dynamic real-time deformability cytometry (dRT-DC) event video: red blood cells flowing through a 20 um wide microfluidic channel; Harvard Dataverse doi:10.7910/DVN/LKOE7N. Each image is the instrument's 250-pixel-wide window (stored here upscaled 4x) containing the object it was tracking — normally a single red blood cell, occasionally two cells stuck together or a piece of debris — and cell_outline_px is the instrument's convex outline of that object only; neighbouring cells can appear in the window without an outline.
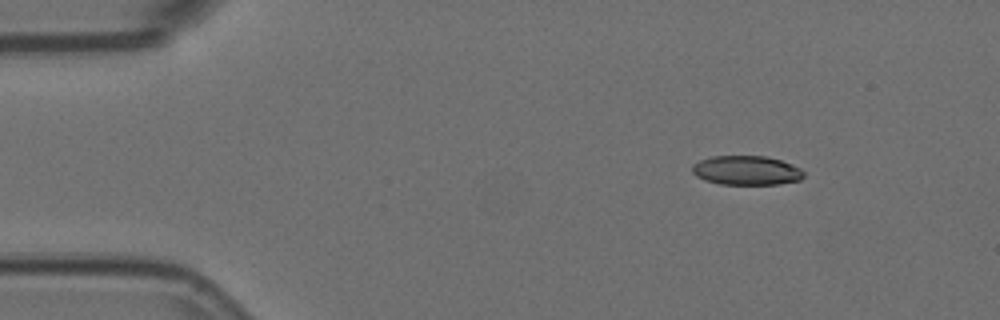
{"species": "Egyptian fruit bat (a non-hibernating species)", "species_latin": "Rousettus aegyptiacus", "temperature_condition": "room temperature", "stored_images_in_passage": 7, "camera_frame_rate_fps": 3000, "um_per_image_px": 0.085, "animal": {"sex": "female"}, "frame": {"image": 1, "passage_image": 1, "time_ms": 0.0, "image_size_px": [1000, 320], "cell_outline_px": [[804, 176], [800, 180], [780, 184], [720, 184], [704, 180], [696, 176], [692, 172], [692, 164], [700, 160], [712, 156], [764, 156], [780, 160], [792, 164], [800, 168], [804, 172]], "centroid_in_image_um": [63.44, 14.48], "position_along_channel_um": 21.6, "area_um2": 19.07}}
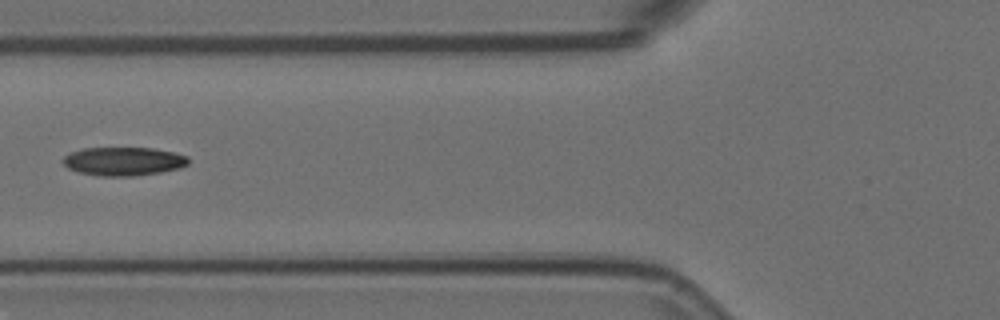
{"frame": {"image": 2, "passage_image": 5, "time_ms": 1.333, "image_size_px": [1000, 320], "cell_outline_px": [[188, 164], [180, 168], [160, 172], [136, 176], [100, 176], [76, 172], [68, 168], [60, 160], [64, 156], [72, 152], [84, 148], [152, 148], [172, 152], [188, 156]], "centroid_in_image_um": [10.47, 13.72], "position_along_channel_um": 115.3, "area_um2": 20.92}}
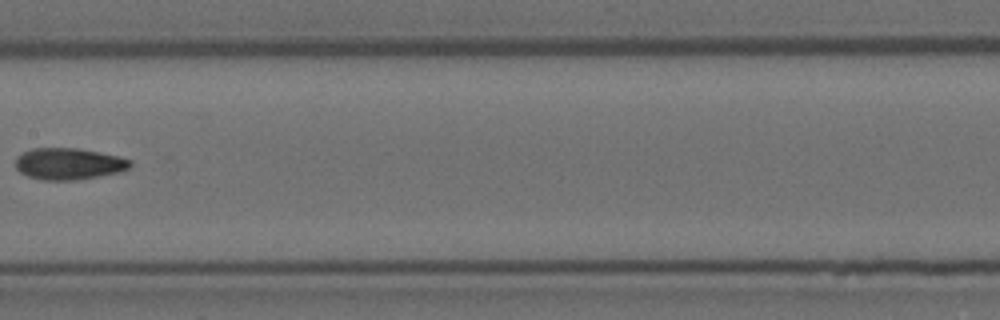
{"frame": {"image": 3, "passage_image": 7, "time_ms": 2.0, "image_size_px": [1000, 320], "cell_outline_px": [[132, 164], [128, 168], [120, 172], [76, 180], [44, 180], [28, 176], [20, 172], [16, 168], [16, 156], [32, 148], [76, 148], [120, 156], [132, 160]], "centroid_in_image_um": [5.85, 13.92], "position_along_channel_um": 201.6, "area_um2": 21.1}}